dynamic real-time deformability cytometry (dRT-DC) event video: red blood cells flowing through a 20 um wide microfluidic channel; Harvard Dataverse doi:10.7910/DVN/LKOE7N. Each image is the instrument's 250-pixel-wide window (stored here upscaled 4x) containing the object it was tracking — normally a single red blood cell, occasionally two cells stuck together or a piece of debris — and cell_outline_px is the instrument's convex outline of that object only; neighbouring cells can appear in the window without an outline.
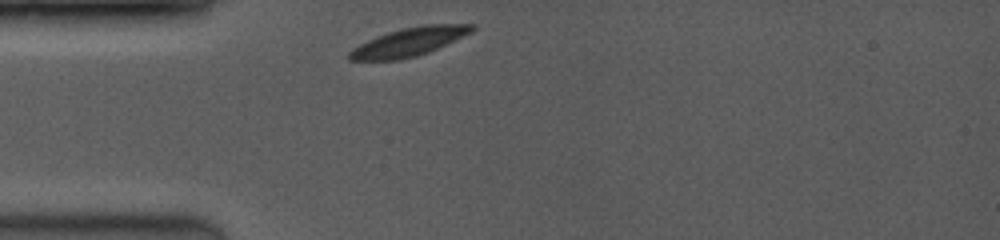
{"species": "common noctule bat (a hibernating species)", "species_latin": "Nyctalus noctula", "temperature_condition": "room temperature", "stored_images_in_passage": 9, "camera_frame_rate_fps": 3500, "um_per_image_px": 0.085, "animal": {"sex": "female", "body_mass_g": 19.0, "forearm_length_mm": 53.3}, "frame": {"image": 1, "passage_image": 1, "time_ms": 0.0, "image_size_px": [1000, 240], "cell_outline_px": [[476, 28], [472, 32], [428, 52], [416, 56], [400, 60], [348, 60], [348, 52], [352, 48], [376, 36], [388, 32], [404, 28], [424, 24], [476, 24]], "centroid_in_image_um": [34.76, 3.56], "position_along_channel_um": 50.2, "area_um2": 20.23}}
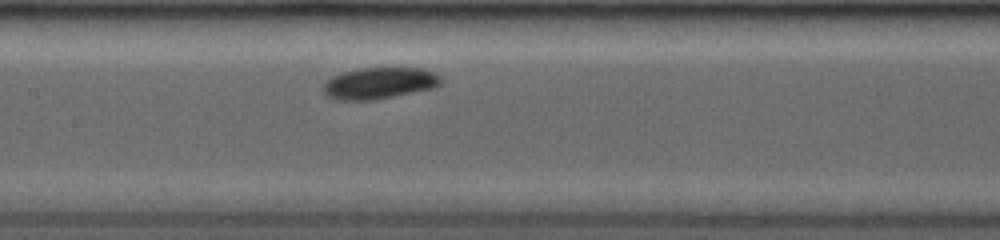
{"frame": {"image": 2, "passage_image": 7, "time_ms": 3.429, "image_size_px": [1000, 240], "cell_outline_px": [[440, 84], [432, 88], [372, 100], [336, 100], [328, 96], [324, 92], [324, 84], [332, 76], [344, 72], [360, 68], [424, 68], [436, 72], [440, 76]], "centroid_in_image_um": [32.25, 7.06], "position_along_channel_um": 175.2, "area_um2": 21.33}}
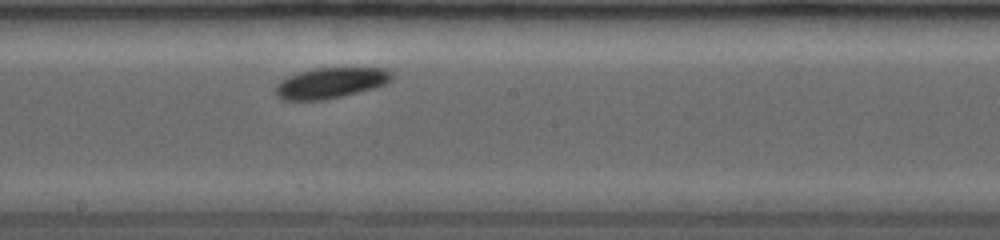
{"frame": {"image": 3, "passage_image": 9, "time_ms": 4.571, "image_size_px": [1000, 240], "cell_outline_px": [[392, 80], [384, 84], [372, 88], [324, 100], [280, 100], [276, 96], [276, 84], [280, 80], [288, 76], [300, 72], [316, 68], [388, 68], [392, 72]], "centroid_in_image_um": [28.08, 7.05], "position_along_channel_um": 220.1, "area_um2": 20.63}}